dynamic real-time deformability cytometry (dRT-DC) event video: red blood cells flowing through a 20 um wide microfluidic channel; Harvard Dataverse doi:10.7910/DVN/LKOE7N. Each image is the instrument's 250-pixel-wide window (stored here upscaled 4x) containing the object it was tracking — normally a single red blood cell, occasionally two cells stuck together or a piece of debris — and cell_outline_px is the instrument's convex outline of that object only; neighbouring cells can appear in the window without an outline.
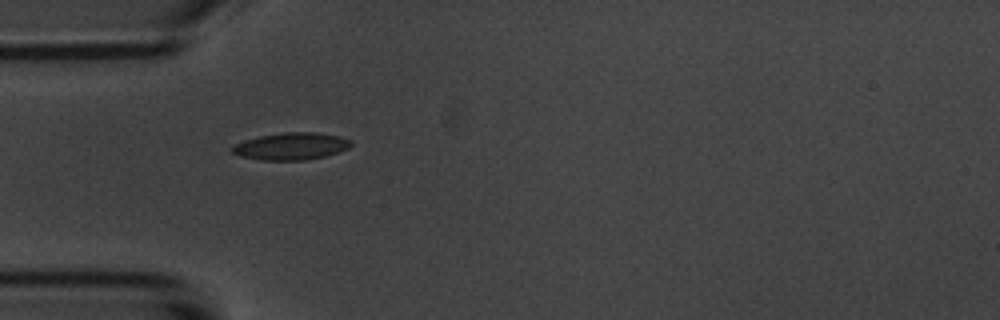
{"species": "common noctule bat (a hibernating species)", "species_latin": "Nyctalus noctula", "temperature_condition": "room temperature", "stored_images_in_passage": 5, "camera_frame_rate_fps": 3000, "um_per_image_px": 0.085, "animal": {"sex": "male", "body_mass_g": 20.1, "forearm_length_mm": 53.5}, "frame": {"image": 1, "passage_image": 1, "time_ms": 0.0, "image_size_px": [1000, 320], "cell_outline_px": [[352, 144], [348, 148], [324, 156], [304, 160], [260, 160], [240, 156], [232, 152], [232, 144], [244, 140], [260, 136], [284, 132], [316, 132], [340, 136], [352, 140]], "centroid_in_image_um": [24.73, 12.42], "position_along_channel_um": 60.3, "area_um2": 18.79}}
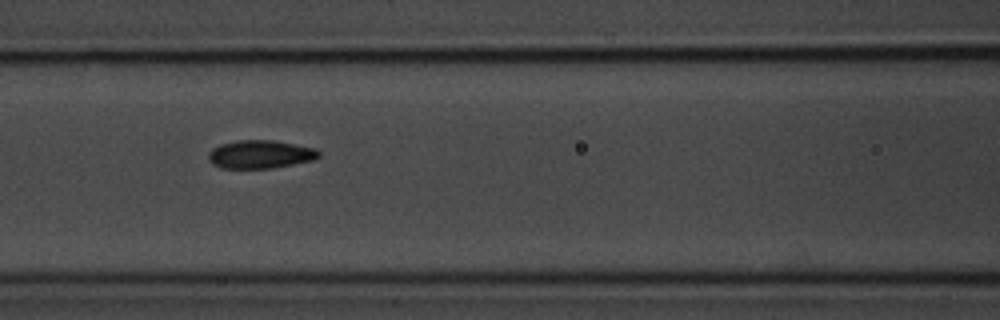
{"frame": {"image": 2, "passage_image": 3, "time_ms": 2.333, "image_size_px": [1000, 320], "cell_outline_px": [[320, 156], [312, 160], [272, 168], [220, 168], [212, 164], [208, 160], [208, 152], [212, 148], [220, 144], [240, 140], [272, 140], [316, 148], [320, 152]], "centroid_in_image_um": [22.09, 13.12], "position_along_channel_um": 144.5, "area_um2": 18.15}}
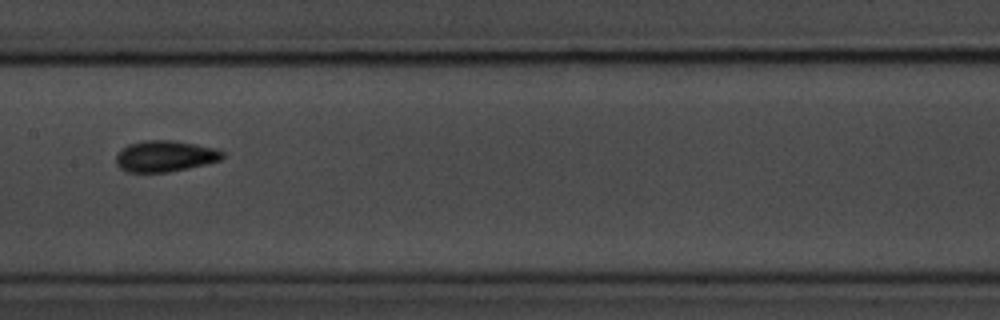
{"frame": {"image": 3, "passage_image": 4, "time_ms": 3.667, "image_size_px": [1000, 320], "cell_outline_px": [[224, 156], [220, 160], [208, 164], [168, 172], [128, 172], [120, 168], [116, 164], [116, 156], [128, 144], [144, 140], [172, 140], [196, 144], [216, 148], [224, 152]], "centroid_in_image_um": [14.06, 13.27], "position_along_channel_um": 193.3, "area_um2": 19.36}}